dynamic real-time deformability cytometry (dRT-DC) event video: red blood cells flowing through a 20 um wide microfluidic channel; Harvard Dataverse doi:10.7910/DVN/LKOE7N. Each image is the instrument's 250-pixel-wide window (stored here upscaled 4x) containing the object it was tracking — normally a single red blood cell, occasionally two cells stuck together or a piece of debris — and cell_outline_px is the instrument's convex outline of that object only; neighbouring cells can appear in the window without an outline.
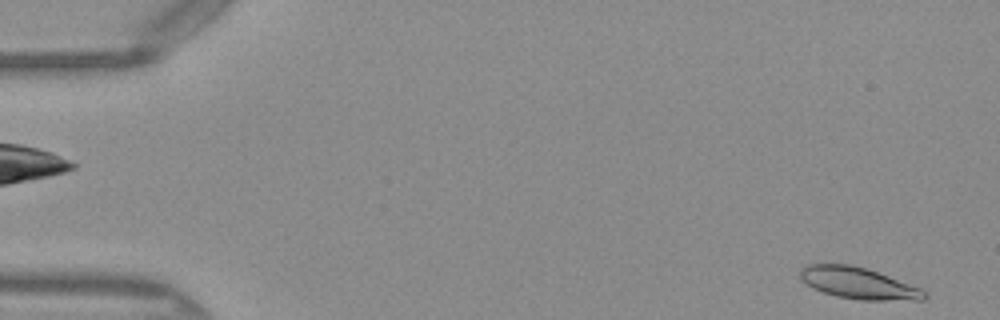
{"species": "Egyptian fruit bat (a non-hibernating species)", "species_latin": "Rousettus aegyptiacus", "temperature_condition": "warm", "stored_images_in_passage": 49, "camera_frame_rate_fps": 3000, "um_per_image_px": 0.085, "frame": {"image": 1, "passage_image": 1, "time_ms": 0.0, "image_size_px": [1000, 320], "cell_outline_px": [[928, 296], [924, 300], [860, 300], [836, 296], [812, 288], [800, 276], [800, 272], [808, 264], [852, 264], [868, 268], [920, 288], [928, 292]], "centroid_in_image_um": [73.02, 24.07], "position_along_channel_um": 12.0, "area_um2": 22.72}}
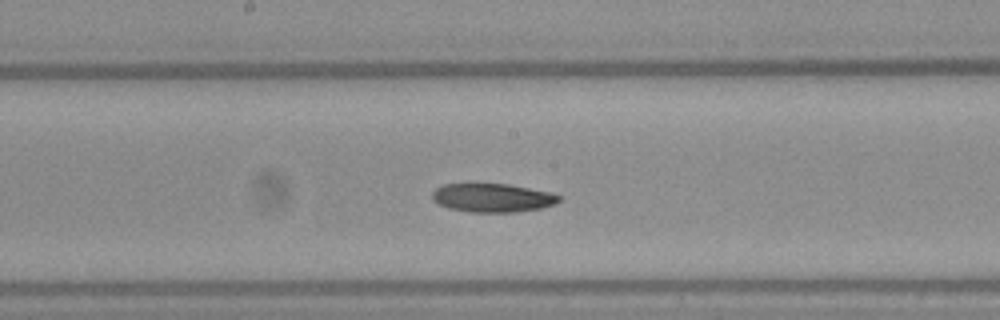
{"frame": {"image": 2, "passage_image": 25, "time_ms": 8.0, "image_size_px": [1000, 320], "cell_outline_px": [[560, 200], [552, 204], [540, 208], [516, 212], [468, 212], [448, 208], [432, 200], [432, 192], [436, 188], [444, 184], [508, 184], [552, 192], [560, 196]], "centroid_in_image_um": [41.84, 16.81], "position_along_channel_um": 206.4, "area_um2": 21.1}}
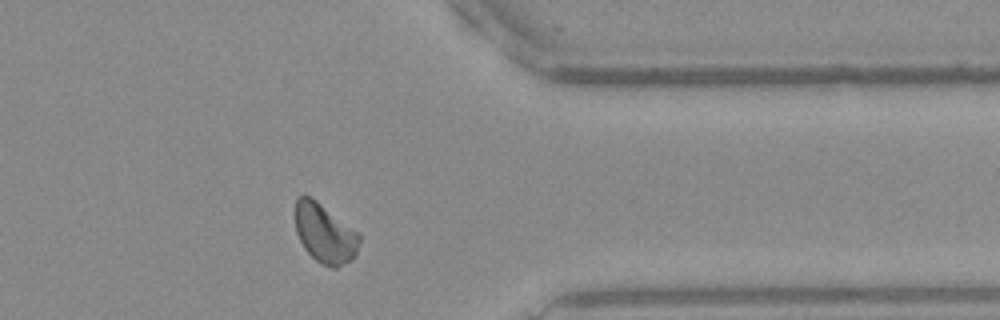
{"frame": {"image": 3, "passage_image": 39, "time_ms": 12.667, "image_size_px": [1000, 320], "cell_outline_px": [[360, 244], [352, 260], [336, 268], [332, 268], [320, 264], [304, 248], [296, 232], [296, 200], [300, 196], [312, 196], [360, 232]], "centroid_in_image_um": [27.65, 19.83], "position_along_channel_um": 383.8, "area_um2": 22.43}, "authors_computed_cell_mechanics": {"area_um2": 22.253, "velocity_mm_per_s": 4.0501, "shape_relaxation_time_tau1_ms": 3.4179, "shape_relaxation_time_tau2_ms": null, "deformation_change_tau1": 0.1202, "deformation_change_tau2": null}}